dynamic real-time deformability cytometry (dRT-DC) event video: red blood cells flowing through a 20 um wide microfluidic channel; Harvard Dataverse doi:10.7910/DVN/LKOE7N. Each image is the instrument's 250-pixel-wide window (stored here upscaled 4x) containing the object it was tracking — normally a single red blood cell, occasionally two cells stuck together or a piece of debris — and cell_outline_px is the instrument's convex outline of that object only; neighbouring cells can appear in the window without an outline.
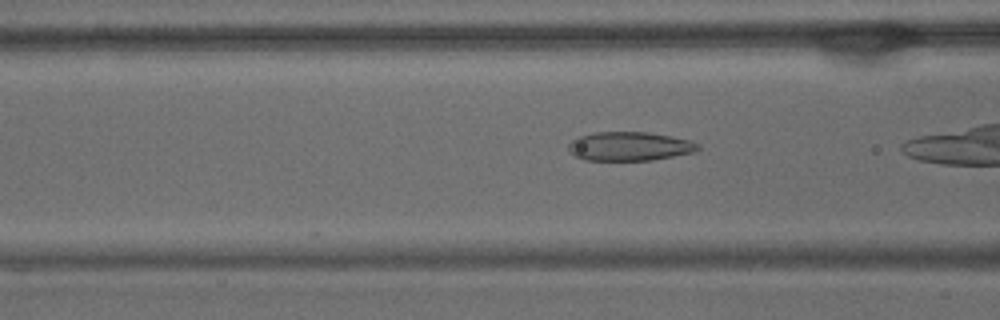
{"species": "common noctule bat (a hibernating species)", "species_latin": "Nyctalus noctula", "temperature_condition": "warm", "stored_images_in_passage": 19, "camera_frame_rate_fps": 3000, "um_per_image_px": 0.085, "animal": {"sex": "male", "body_mass_g": 15.6}, "frame": {"image": 1, "passage_image": 16, "time_ms": 5.0, "image_size_px": [1000, 320], "cell_outline_px": [[700, 148], [692, 152], [652, 160], [584, 160], [576, 156], [568, 148], [568, 144], [576, 136], [592, 132], [648, 132], [672, 136], [688, 140], [700, 144]], "centroid_in_image_um": [53.47, 12.42], "position_along_channel_um": 113.1, "area_um2": 21.79}}